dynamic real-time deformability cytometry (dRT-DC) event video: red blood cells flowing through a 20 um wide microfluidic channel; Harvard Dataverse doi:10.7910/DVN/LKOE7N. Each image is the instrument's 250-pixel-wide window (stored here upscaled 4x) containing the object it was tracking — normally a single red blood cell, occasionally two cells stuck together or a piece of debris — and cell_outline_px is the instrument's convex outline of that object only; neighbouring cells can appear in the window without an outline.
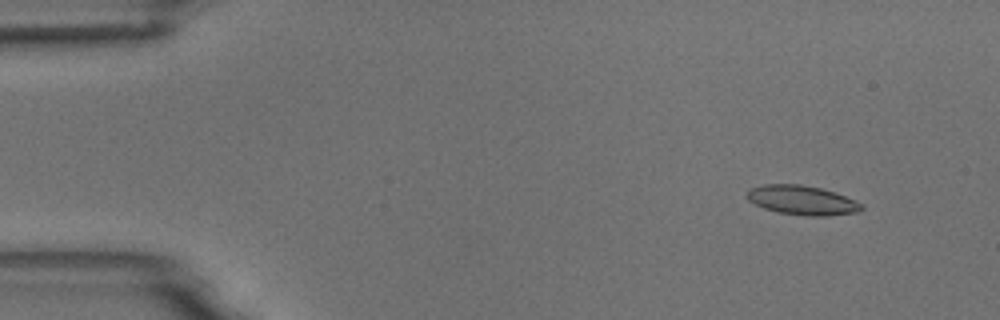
{"species": "common noctule bat (a hibernating species)", "species_latin": "Nyctalus noctula", "temperature_condition": "room temperature", "stored_images_in_passage": 5, "camera_frame_rate_fps": 3000, "um_per_image_px": 0.085, "animal": {"sex": "male", "body_mass_g": 18.8}, "frame": {"image": 1, "passage_image": 2, "time_ms": 1.333, "image_size_px": [1000, 320], "cell_outline_px": [[864, 208], [856, 212], [828, 216], [808, 216], [780, 212], [764, 208], [748, 200], [748, 188], [764, 184], [800, 184], [820, 188], [856, 200], [864, 204]], "centroid_in_image_um": [68.19, 17.01], "position_along_channel_um": 16.8, "area_um2": 19.42}}
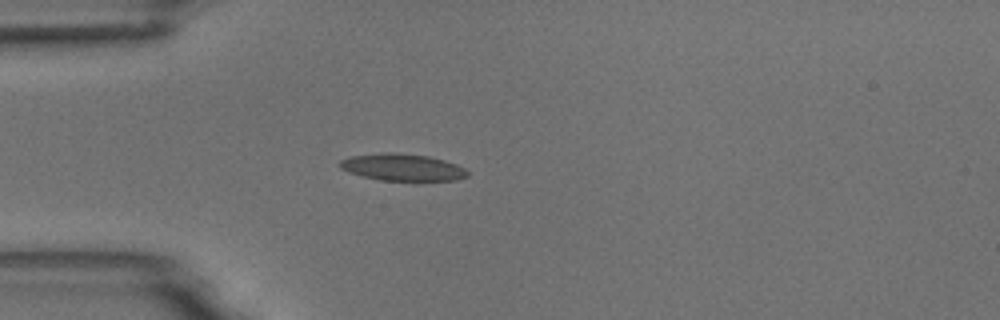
{"frame": {"image": 2, "passage_image": 5, "time_ms": 4.667, "image_size_px": [1000, 320], "cell_outline_px": [[468, 176], [456, 180], [416, 184], [380, 180], [348, 172], [340, 168], [336, 164], [340, 160], [348, 156], [384, 152], [396, 152], [428, 156], [444, 160], [456, 164], [464, 168], [468, 172]], "centroid_in_image_um": [34.22, 14.26], "position_along_channel_um": 50.8, "area_um2": 21.21}}